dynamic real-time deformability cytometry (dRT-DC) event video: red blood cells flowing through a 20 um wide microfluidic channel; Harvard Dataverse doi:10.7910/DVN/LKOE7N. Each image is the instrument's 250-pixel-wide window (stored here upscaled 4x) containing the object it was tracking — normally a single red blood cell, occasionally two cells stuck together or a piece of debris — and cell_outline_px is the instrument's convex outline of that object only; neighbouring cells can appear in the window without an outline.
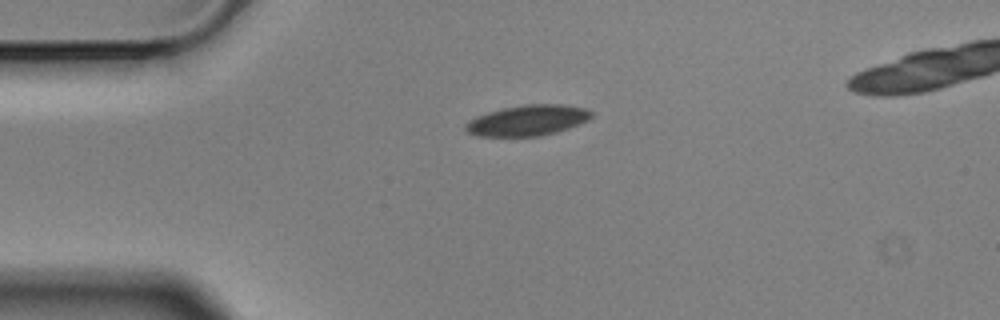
{"species": "Egyptian fruit bat (a non-hibernating species)", "species_latin": "Rousettus aegyptiacus", "temperature_condition": "cold", "stored_images_in_passage": 42, "camera_frame_rate_fps": 3000, "um_per_image_px": 0.085, "animal": {"sex": "male"}, "frame": {"image": 1, "passage_image": 1, "time_ms": 0.0, "image_size_px": [1000, 320], "cell_outline_px": [[592, 116], [588, 120], [580, 124], [556, 132], [540, 136], [476, 136], [468, 132], [464, 128], [464, 124], [468, 120], [476, 116], [488, 112], [504, 108], [524, 104], [564, 104], [584, 108], [592, 112]], "centroid_in_image_um": [44.83, 10.23], "position_along_channel_um": 40.2, "area_um2": 22.54}}
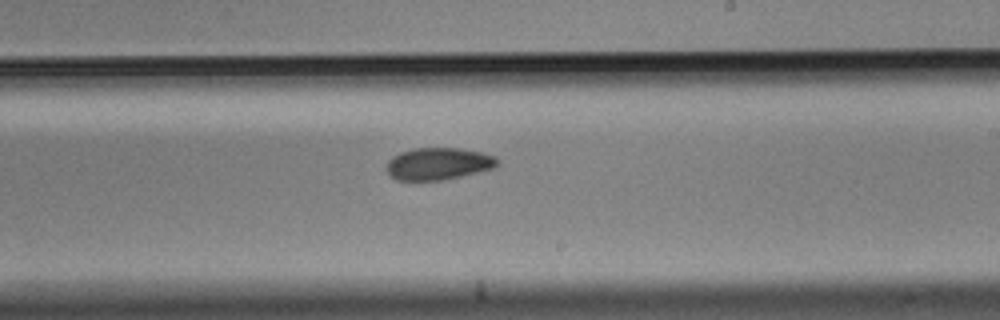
{"frame": {"image": 2, "passage_image": 21, "time_ms": 6.667, "image_size_px": [1000, 320], "cell_outline_px": [[500, 164], [492, 168], [444, 180], [396, 180], [388, 172], [388, 160], [392, 156], [400, 152], [416, 148], [460, 148], [484, 152], [496, 156], [500, 160]], "centroid_in_image_um": [37.31, 13.9], "position_along_channel_um": 251.7, "area_um2": 20.75}}
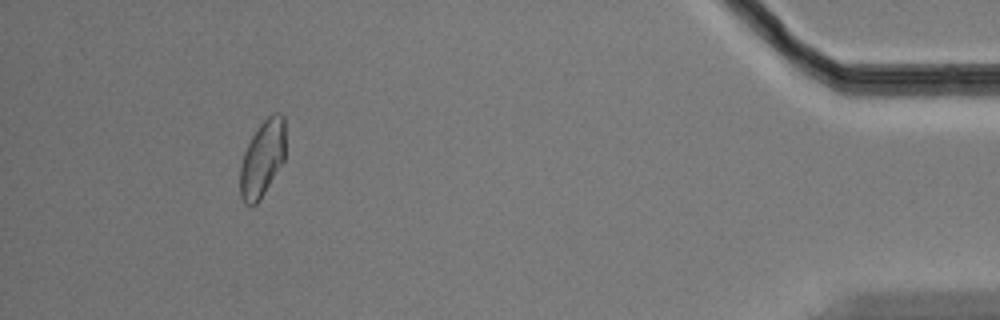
{"frame": {"image": 3, "passage_image": 40, "time_ms": 13.0, "image_size_px": [1000, 320], "cell_outline_px": [[284, 160], [260, 200], [256, 204], [244, 204], [240, 196], [240, 168], [244, 152], [252, 136], [260, 124], [272, 112], [280, 112], [284, 116]], "centroid_in_image_um": [22.3, 13.47], "position_along_channel_um": 412.9, "area_um2": 20.06}}